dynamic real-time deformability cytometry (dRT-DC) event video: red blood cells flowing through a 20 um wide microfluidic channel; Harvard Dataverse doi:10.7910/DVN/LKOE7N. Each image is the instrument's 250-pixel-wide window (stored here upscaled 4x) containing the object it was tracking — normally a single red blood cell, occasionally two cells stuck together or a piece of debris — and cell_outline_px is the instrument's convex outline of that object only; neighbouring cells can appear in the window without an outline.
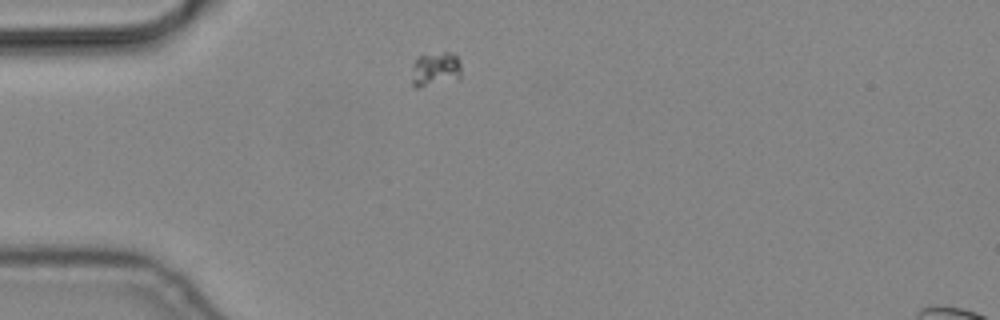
{"species": "common noctule bat (a hibernating species)", "species_latin": "Nyctalus noctula", "temperature_condition": "cold", "stored_images_in_passage": 3, "camera_frame_rate_fps": 3000, "um_per_image_px": 0.085, "animal": {"sex": "male", "body_mass_g": 19.2, "forearm_length_mm": 51.8}, "frame": {"image": 1, "passage_image": 1, "time_ms": 0.0, "image_size_px": [1000, 320], "cell_outline_px": [[460, 80], [420, 88], [416, 88], [412, 84], [412, 64], [420, 56], [444, 52], [452, 52], [460, 60]], "centroid_in_image_um": [37.03, 5.92], "position_along_channel_um": 48.0, "area_um2": 10.23}}